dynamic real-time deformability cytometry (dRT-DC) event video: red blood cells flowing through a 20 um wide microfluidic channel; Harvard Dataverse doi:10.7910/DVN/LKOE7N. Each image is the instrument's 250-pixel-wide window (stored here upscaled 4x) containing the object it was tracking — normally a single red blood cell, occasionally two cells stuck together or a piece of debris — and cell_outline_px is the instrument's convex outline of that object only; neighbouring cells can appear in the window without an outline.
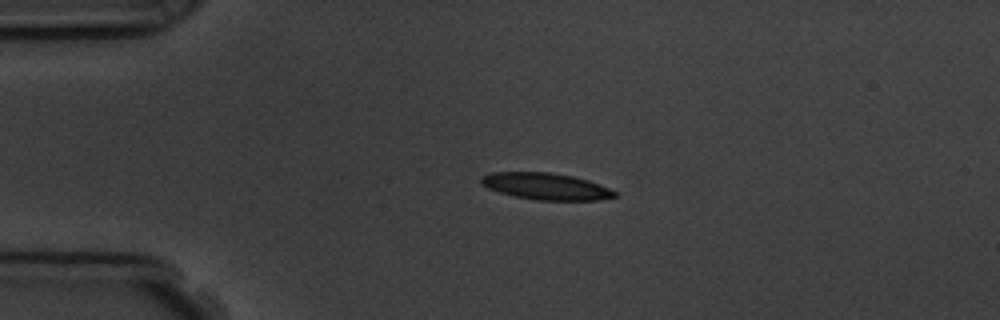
{"species": "common noctule bat (a hibernating species)", "species_latin": "Nyctalus noctula", "temperature_condition": "room temperature", "stored_images_in_passage": 4, "camera_frame_rate_fps": 3000, "um_per_image_px": 0.085, "animal": {"sex": "male", "body_mass_g": 19.5, "forearm_length_mm": 54.6}, "frame": {"image": 1, "passage_image": 3, "time_ms": 2.333, "image_size_px": [1000, 320], "cell_outline_px": [[616, 196], [596, 200], [536, 200], [516, 196], [500, 192], [488, 188], [480, 184], [480, 176], [492, 172], [548, 172], [572, 176], [588, 180], [600, 184], [616, 192]], "centroid_in_image_um": [46.36, 15.83], "position_along_channel_um": 38.6, "area_um2": 20.63}}